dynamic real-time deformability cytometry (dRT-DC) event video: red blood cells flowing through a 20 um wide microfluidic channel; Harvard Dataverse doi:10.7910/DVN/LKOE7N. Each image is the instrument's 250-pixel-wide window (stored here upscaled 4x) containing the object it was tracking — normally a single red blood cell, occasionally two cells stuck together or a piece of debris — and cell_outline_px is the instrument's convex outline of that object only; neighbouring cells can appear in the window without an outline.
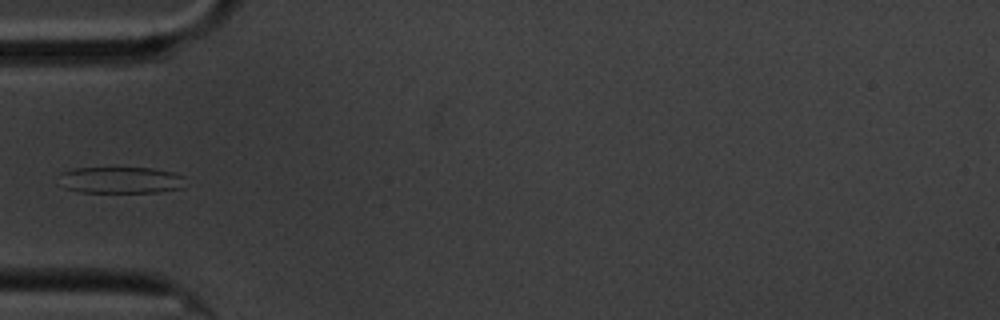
{"species": "common noctule bat (a hibernating species)", "species_latin": "Nyctalus noctula", "temperature_condition": "cold", "stored_images_in_passage": 10, "camera_frame_rate_fps": 3000, "um_per_image_px": 0.085, "animal": {"sex": "male", "body_mass_g": 20.1, "forearm_length_mm": 53.5}, "frame": {"image": 1, "passage_image": 5, "time_ms": 4.667, "image_size_px": [1000, 320], "cell_outline_px": [[184, 188], [156, 192], [80, 192], [64, 188], [56, 184], [56, 176], [60, 172], [76, 168], [152, 168], [172, 172], [184, 176]], "centroid_in_image_um": [10.16, 15.31], "position_along_channel_um": 74.8, "area_um2": 20.0}}
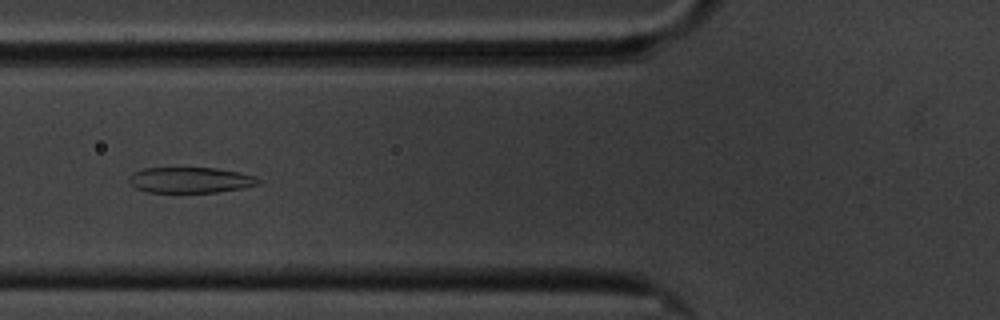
{"frame": {"image": 2, "passage_image": 6, "time_ms": 5.667, "image_size_px": [1000, 320], "cell_outline_px": [[260, 184], [240, 188], [216, 192], [148, 192], [136, 188], [128, 180], [128, 176], [132, 172], [144, 168], [216, 168], [240, 172], [252, 176], [260, 180]], "centroid_in_image_um": [16.14, 15.3], "position_along_channel_um": 109.7, "area_um2": 19.25}}
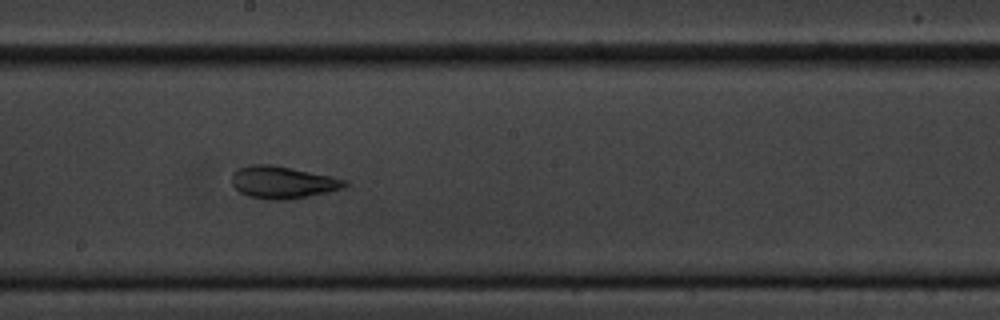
{"frame": {"image": 3, "passage_image": 9, "time_ms": 9.0, "image_size_px": [1000, 320], "cell_outline_px": [[348, 184], [344, 188], [328, 192], [288, 200], [268, 200], [248, 196], [240, 192], [232, 184], [232, 172], [236, 168], [248, 164], [272, 164], [332, 176], [348, 180]], "centroid_in_image_um": [24.01, 15.49], "position_along_channel_um": 224.2, "area_um2": 21.56}}